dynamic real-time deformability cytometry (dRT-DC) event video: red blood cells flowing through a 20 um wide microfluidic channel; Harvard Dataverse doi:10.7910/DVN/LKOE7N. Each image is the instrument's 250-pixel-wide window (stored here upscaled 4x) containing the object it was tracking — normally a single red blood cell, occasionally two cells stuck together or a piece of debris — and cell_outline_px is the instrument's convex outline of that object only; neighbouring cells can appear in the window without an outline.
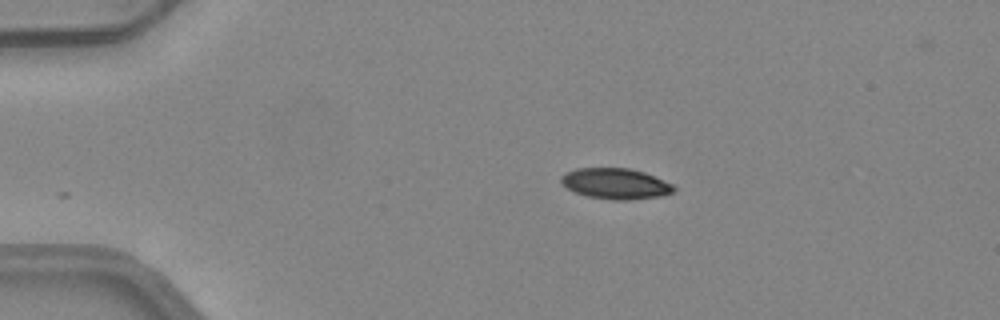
{"species": "common noctule bat (a hibernating species)", "species_latin": "Nyctalus noctula", "temperature_condition": "warm", "stored_images_in_passage": 40, "camera_frame_rate_fps": 3000, "um_per_image_px": 0.085, "animal": {"sex": "female", "body_mass_g": 24.6, "forearm_length_mm": 56.2}, "frame": {"image": 1, "passage_image": 1, "time_ms": 0.0, "image_size_px": [1000, 320], "cell_outline_px": [[676, 188], [672, 192], [660, 196], [628, 200], [612, 200], [588, 196], [576, 192], [560, 184], [560, 176], [564, 172], [576, 168], [628, 168], [644, 172], [672, 184]], "centroid_in_image_um": [52.27, 15.6], "position_along_channel_um": 32.7, "area_um2": 20.17}}
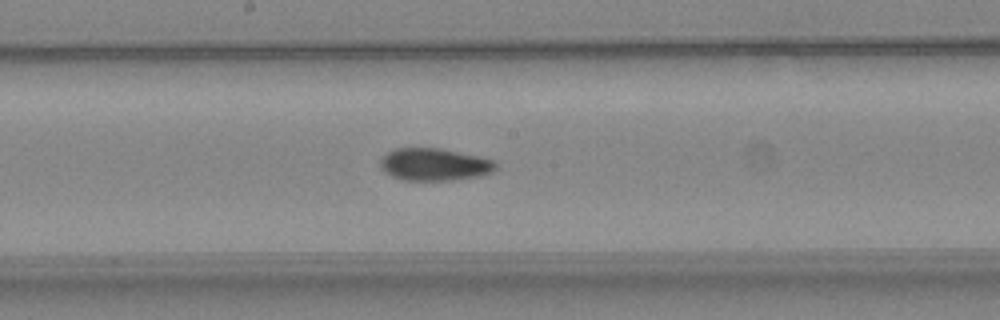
{"frame": {"image": 2, "passage_image": 18, "time_ms": 5.667, "image_size_px": [1000, 320], "cell_outline_px": [[496, 168], [492, 172], [480, 176], [456, 180], [404, 180], [392, 176], [384, 172], [380, 168], [380, 160], [388, 152], [396, 148], [440, 148], [496, 160]], "centroid_in_image_um": [36.93, 13.98], "position_along_channel_um": 211.3, "area_um2": 21.85}}
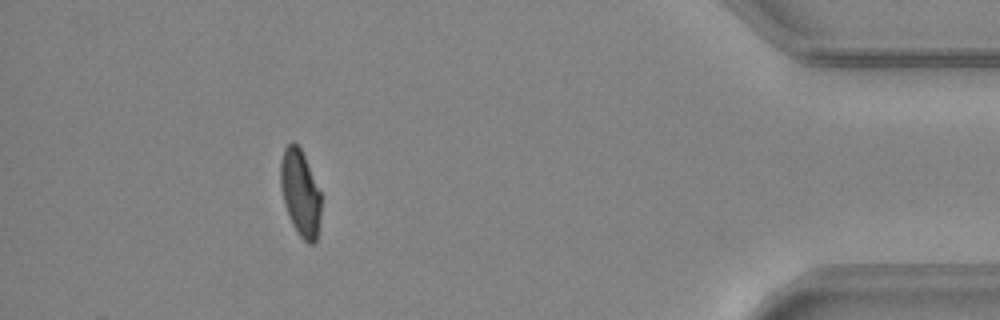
{"frame": {"image": 3, "passage_image": 36, "time_ms": 11.667, "image_size_px": [1000, 320], "cell_outline_px": [[320, 216], [316, 240], [312, 244], [308, 244], [300, 236], [292, 224], [284, 204], [280, 184], [280, 160], [284, 148], [292, 140], [300, 148], [304, 156], [320, 192]], "centroid_in_image_um": [25.5, 16.39], "position_along_channel_um": 409.7, "area_um2": 20.17}, "authors_computed_cell_mechanics": {"area_um2": 21.5305, "velocity_mm_per_s": 4.179, "shape_relaxation_time_tau1_ms": null, "shape_relaxation_time_tau2_ms": 2.0334, "deformation_change_tau1": null, "deformation_change_tau2": 0.0588}}